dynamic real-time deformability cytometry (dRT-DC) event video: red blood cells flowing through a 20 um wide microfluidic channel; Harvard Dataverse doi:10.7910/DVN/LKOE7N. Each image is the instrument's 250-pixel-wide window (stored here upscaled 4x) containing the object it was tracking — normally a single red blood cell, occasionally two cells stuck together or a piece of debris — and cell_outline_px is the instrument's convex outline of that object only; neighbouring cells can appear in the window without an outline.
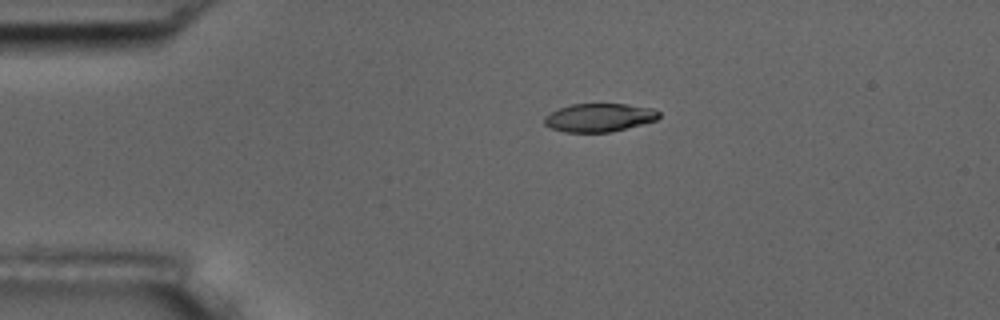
{"species": "common noctule bat (a hibernating species)", "species_latin": "Nyctalus noctula", "temperature_condition": "room temperature", "stored_images_in_passage": 5, "camera_frame_rate_fps": 3000, "um_per_image_px": 0.085, "animal": {"sex": "male", "body_mass_g": 17.5, "forearm_length_mm": 52.3}, "frame": {"image": 1, "passage_image": 4, "time_ms": 3.333, "image_size_px": [1000, 320], "cell_outline_px": [[660, 116], [656, 120], [612, 132], [564, 132], [552, 128], [544, 124], [544, 116], [560, 108], [572, 104], [628, 104], [652, 108], [660, 112]], "centroid_in_image_um": [50.94, 9.99], "position_along_channel_um": 34.1, "area_um2": 18.84}}